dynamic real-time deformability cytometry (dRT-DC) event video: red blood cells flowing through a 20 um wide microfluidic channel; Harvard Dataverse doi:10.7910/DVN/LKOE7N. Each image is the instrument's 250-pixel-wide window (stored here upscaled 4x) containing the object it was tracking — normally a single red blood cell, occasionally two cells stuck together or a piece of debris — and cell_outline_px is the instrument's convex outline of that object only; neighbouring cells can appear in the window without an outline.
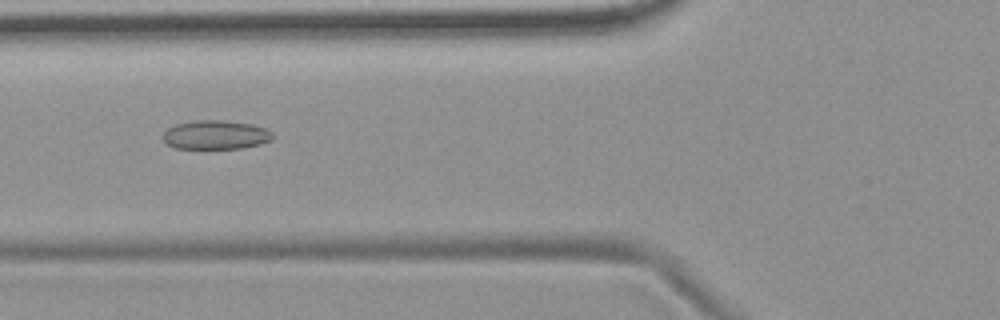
{"species": "common noctule bat (a hibernating species)", "species_latin": "Nyctalus noctula", "temperature_condition": "room temperature", "stored_images_in_passage": 7, "camera_frame_rate_fps": 3000, "um_per_image_px": 0.085, "animal": {"sex": "female", "body_mass_g": 19.9}, "frame": {"image": 1, "passage_image": 6, "time_ms": 5.667, "image_size_px": [1000, 320], "cell_outline_px": [[272, 140], [260, 144], [244, 148], [176, 148], [168, 144], [160, 136], [168, 128], [176, 124], [196, 120], [224, 120], [252, 124], [264, 128], [272, 132]], "centroid_in_image_um": [18.33, 11.46], "position_along_channel_um": 107.5, "area_um2": 18.5}}
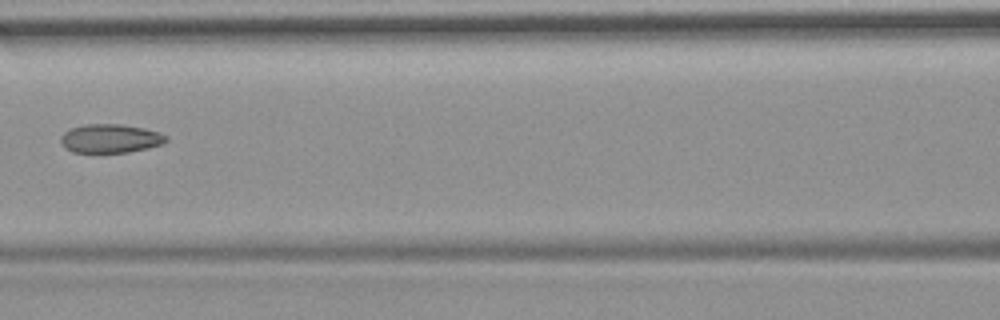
{"frame": {"image": 2, "passage_image": 7, "time_ms": 7.0, "image_size_px": [1000, 320], "cell_outline_px": [[168, 140], [164, 144], [148, 148], [128, 152], [72, 152], [64, 148], [60, 140], [60, 136], [64, 132], [72, 128], [84, 124], [120, 124], [144, 128], [160, 132], [168, 136]], "centroid_in_image_um": [9.4, 11.77], "position_along_channel_um": 157.2, "area_um2": 17.8}}